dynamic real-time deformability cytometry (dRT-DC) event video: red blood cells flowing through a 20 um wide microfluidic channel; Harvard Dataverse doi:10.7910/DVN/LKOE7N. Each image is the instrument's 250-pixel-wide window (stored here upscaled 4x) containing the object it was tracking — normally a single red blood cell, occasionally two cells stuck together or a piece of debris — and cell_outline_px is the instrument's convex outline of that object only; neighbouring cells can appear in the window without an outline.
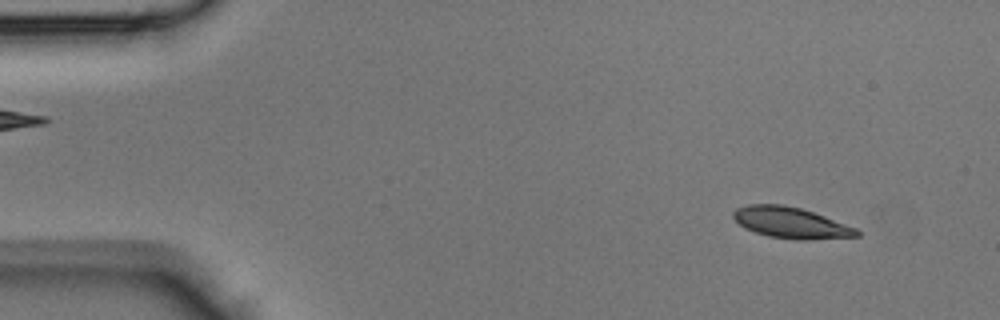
{"species": "Egyptian fruit bat (a non-hibernating species)", "species_latin": "Rousettus aegyptiacus", "temperature_condition": "room temperature", "stored_images_in_passage": 42, "camera_frame_rate_fps": 3000, "um_per_image_px": 0.085, "animal": {"sex": "male"}, "frame": {"image": 1, "passage_image": 3, "time_ms": 0.667, "image_size_px": [1000, 320], "cell_outline_px": [[860, 236], [804, 240], [800, 240], [768, 236], [744, 228], [732, 216], [732, 212], [736, 208], [748, 204], [784, 204], [800, 208], [824, 216], [856, 228], [860, 232]], "centroid_in_image_um": [67.2, 18.93], "position_along_channel_um": 17.8, "area_um2": 22.2}}
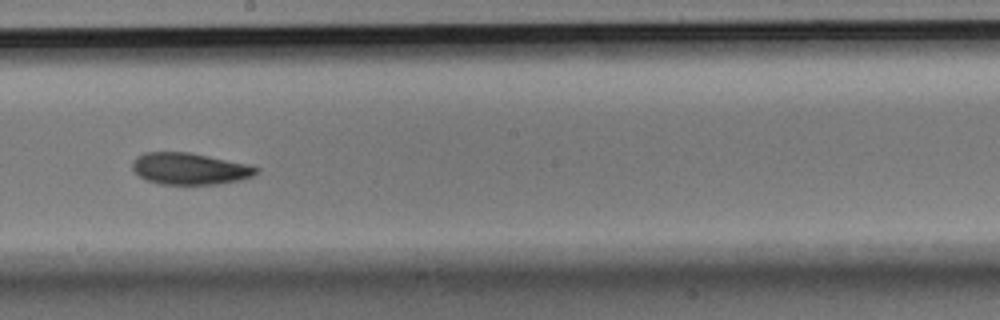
{"frame": {"image": 2, "passage_image": 23, "time_ms": 7.333, "image_size_px": [1000, 320], "cell_outline_px": [[260, 168], [252, 176], [240, 180], [216, 184], [160, 184], [144, 180], [132, 168], [132, 160], [136, 156], [144, 152], [188, 152], [248, 164]], "centroid_in_image_um": [16.08, 14.34], "position_along_channel_um": 232.1, "area_um2": 22.83}}
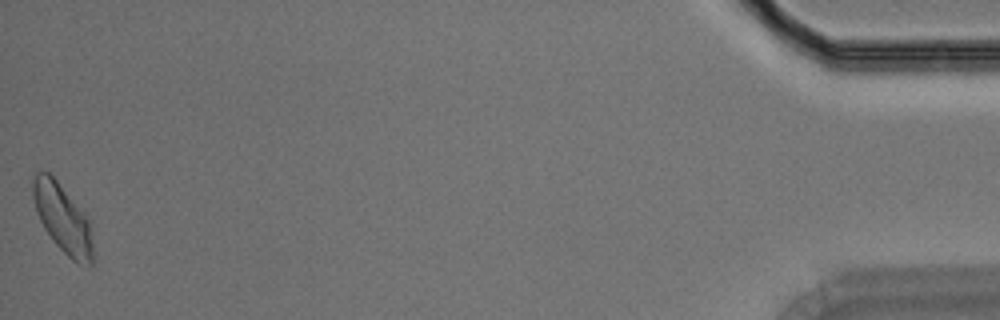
{"frame": {"image": 3, "passage_image": 42, "time_ms": 13.667, "image_size_px": [1000, 320], "cell_outline_px": [[92, 264], [88, 268], [76, 264], [56, 244], [44, 228], [36, 212], [32, 196], [32, 180], [36, 172], [48, 172], [56, 180], [88, 220], [92, 244]], "centroid_in_image_um": [5.3, 18.61], "position_along_channel_um": 429.9, "area_um2": 23.41}}